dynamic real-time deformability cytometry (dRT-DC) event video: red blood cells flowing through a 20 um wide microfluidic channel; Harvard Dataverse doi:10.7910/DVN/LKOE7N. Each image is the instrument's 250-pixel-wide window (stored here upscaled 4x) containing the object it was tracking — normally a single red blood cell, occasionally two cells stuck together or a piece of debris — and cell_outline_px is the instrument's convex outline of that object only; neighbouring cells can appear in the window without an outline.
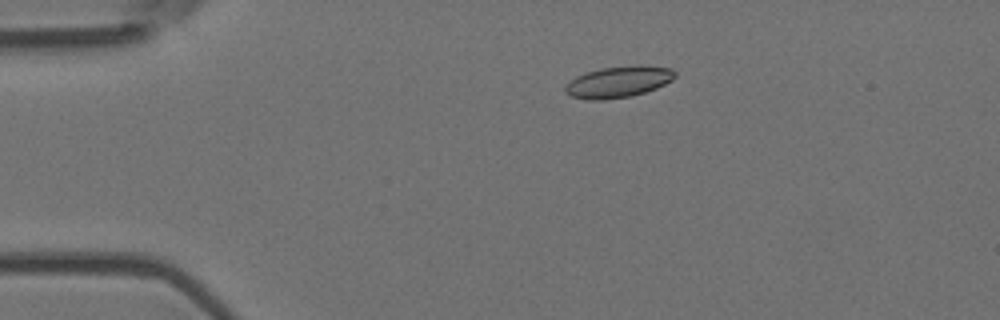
{"species": "Egyptian fruit bat (a non-hibernating species)", "species_latin": "Rousettus aegyptiacus", "temperature_condition": "room temperature", "stored_images_in_passage": 3, "camera_frame_rate_fps": 3000, "um_per_image_px": 0.085, "animal": {"sex": "female"}, "frame": {"image": 1, "passage_image": 1, "time_ms": 0.0, "image_size_px": [1000, 320], "cell_outline_px": [[676, 76], [672, 80], [656, 88], [632, 96], [604, 100], [588, 100], [572, 96], [564, 92], [564, 88], [576, 76], [600, 68], [636, 64], [672, 68], [676, 72]], "centroid_in_image_um": [52.59, 6.95], "position_along_channel_um": 32.4, "area_um2": 20.11}}
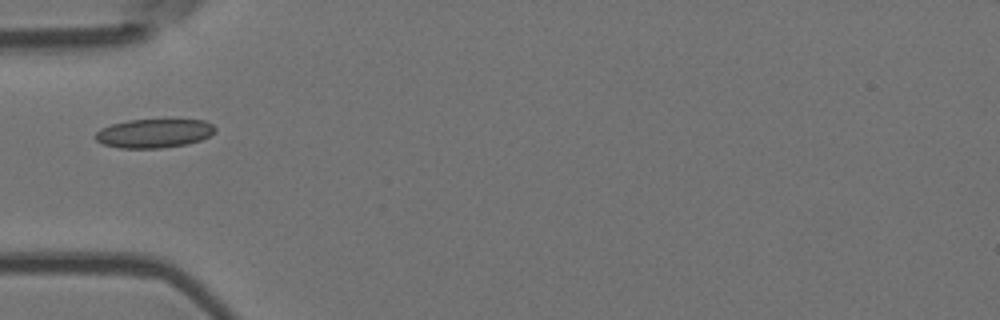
{"frame": {"image": 2, "passage_image": 3, "time_ms": 0.667, "image_size_px": [1000, 320], "cell_outline_px": [[216, 128], [208, 136], [200, 140], [188, 144], [160, 148], [120, 148], [104, 144], [96, 140], [92, 136], [100, 128], [112, 124], [128, 120], [204, 120], [212, 124]], "centroid_in_image_um": [13.05, 11.33], "position_along_channel_um": 72.0, "area_um2": 20.06}}